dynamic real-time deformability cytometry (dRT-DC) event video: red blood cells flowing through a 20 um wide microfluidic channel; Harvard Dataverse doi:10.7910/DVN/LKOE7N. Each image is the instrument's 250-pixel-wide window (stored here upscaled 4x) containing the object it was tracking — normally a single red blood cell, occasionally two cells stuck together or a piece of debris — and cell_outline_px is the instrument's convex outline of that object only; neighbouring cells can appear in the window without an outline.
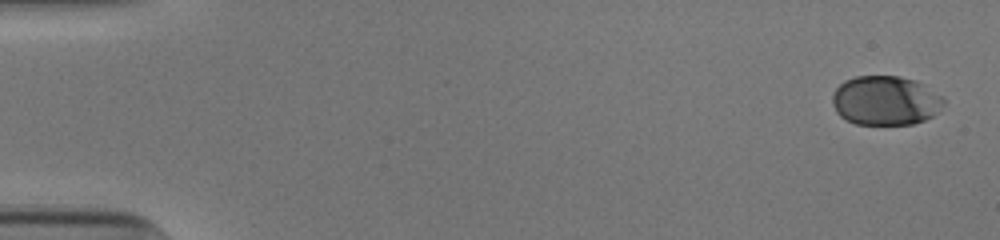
{"species": "human", "species_latin": "Homo sapiens", "temperature_condition": "cold", "stored_images_in_passage": 52, "camera_frame_rate_fps": 3000, "um_per_image_px": 0.085, "donor": {"sex": "male"}, "frame": {"image": 1, "passage_image": 1, "time_ms": 0.0, "image_size_px": [1000, 240], "cell_outline_px": [[944, 104], [932, 116], [924, 120], [912, 124], [856, 124], [840, 116], [836, 112], [832, 104], [832, 96], [836, 88], [844, 80], [856, 76], [900, 76], [916, 80], [924, 84], [944, 96]], "centroid_in_image_um": [75.27, 8.53], "position_along_channel_um": 9.7, "area_um2": 32.19}}
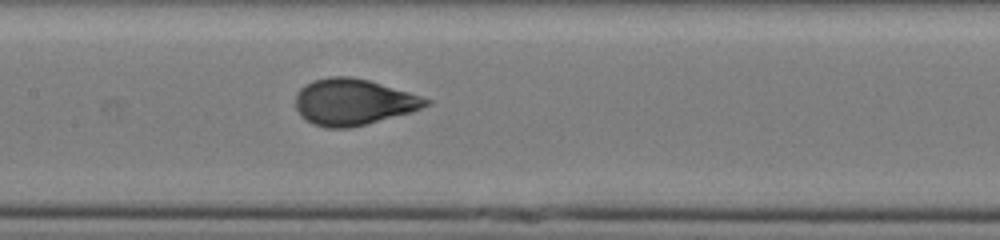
{"frame": {"image": 2, "passage_image": 26, "time_ms": 8.333, "image_size_px": [1000, 240], "cell_outline_px": [[432, 104], [412, 112], [348, 128], [324, 128], [312, 124], [300, 116], [296, 108], [296, 92], [304, 84], [312, 80], [328, 76], [348, 76], [368, 80], [408, 92], [432, 100]], "centroid_in_image_um": [30.0, 8.67], "position_along_channel_um": 177.4, "area_um2": 35.26}}
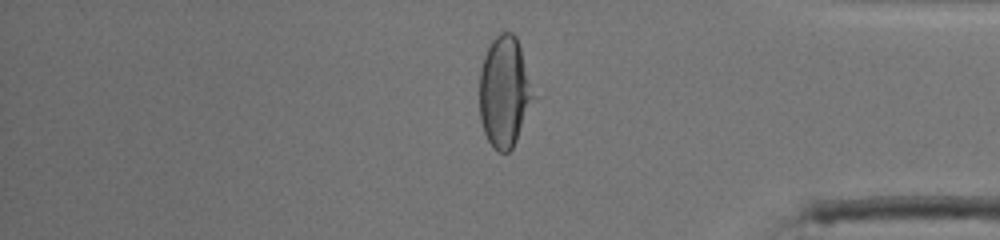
{"frame": {"image": 3, "passage_image": 44, "time_ms": 14.333, "image_size_px": [1000, 240], "cell_outline_px": [[536, 96], [516, 140], [512, 148], [508, 152], [496, 152], [488, 140], [484, 132], [480, 120], [480, 68], [484, 56], [492, 40], [500, 32], [512, 32], [516, 36]], "centroid_in_image_um": [42.88, 7.82], "position_along_channel_um": 392.3, "area_um2": 34.8}, "authors_computed_cell_mechanics": {"area_um2": 34.8245, "velocity_mm_per_s": 3.9091, "shape_relaxation_time_tau1_ms": 3.8691, "shape_relaxation_time_tau2_ms": null, "deformation_change_tau1": 0.1638, "deformation_change_tau2": null}}